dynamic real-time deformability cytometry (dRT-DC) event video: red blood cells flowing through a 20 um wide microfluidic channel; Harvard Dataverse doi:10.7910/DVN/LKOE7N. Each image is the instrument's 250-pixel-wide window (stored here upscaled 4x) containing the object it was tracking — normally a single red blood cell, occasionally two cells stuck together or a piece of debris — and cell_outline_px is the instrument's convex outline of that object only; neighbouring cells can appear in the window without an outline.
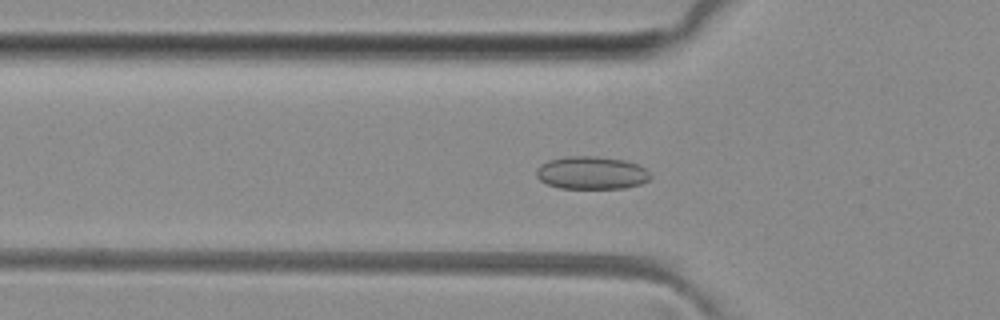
{"species": "common noctule bat (a hibernating species)", "species_latin": "Nyctalus noctula", "temperature_condition": "room temperature", "stored_images_in_passage": 51, "camera_frame_rate_fps": 3000, "um_per_image_px": 0.085, "animal": {"sex": "female", "body_mass_g": 29.2, "forearm_length_mm": 56.3}, "frame": {"image": 1, "passage_image": 17, "time_ms": 5.333, "image_size_px": [1000, 320], "cell_outline_px": [[652, 176], [648, 180], [640, 184], [624, 188], [560, 188], [548, 184], [540, 180], [536, 176], [536, 168], [540, 164], [548, 160], [568, 156], [596, 156], [624, 160], [636, 164], [644, 168]], "centroid_in_image_um": [50.25, 14.69], "position_along_channel_um": 75.5, "area_um2": 21.79}}
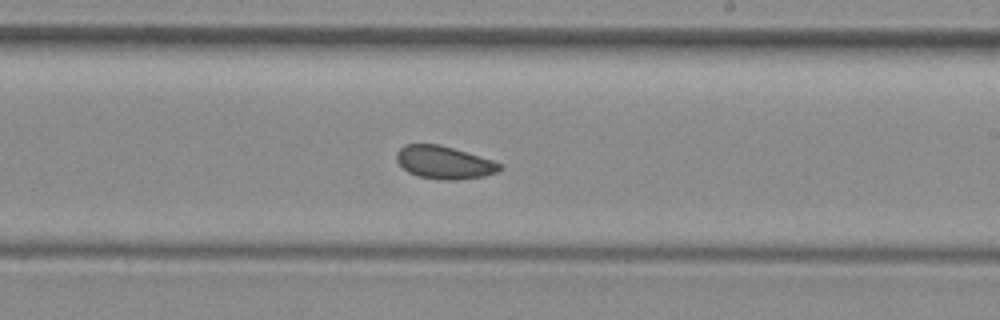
{"frame": {"image": 2, "passage_image": 30, "time_ms": 9.667, "image_size_px": [1000, 320], "cell_outline_px": [[500, 168], [496, 172], [484, 176], [460, 180], [444, 180], [416, 176], [408, 172], [396, 160], [396, 152], [404, 144], [440, 144], [492, 160], [500, 164]], "centroid_in_image_um": [37.71, 13.81], "position_along_channel_um": 251.3, "area_um2": 19.65}}
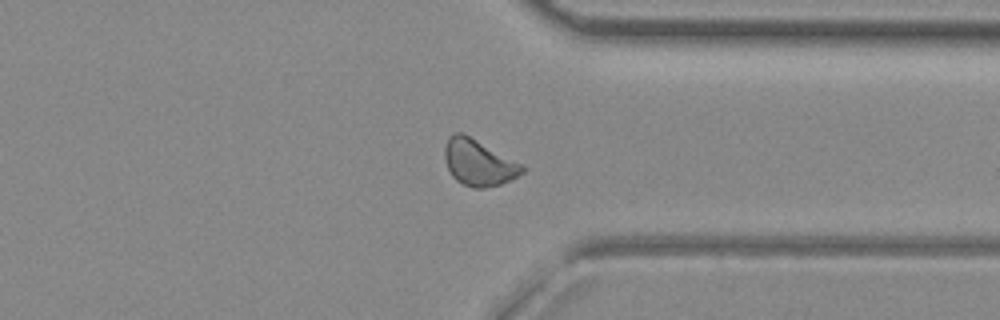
{"frame": {"image": 3, "passage_image": 39, "time_ms": 12.667, "image_size_px": [1000, 320], "cell_outline_px": [[524, 172], [500, 184], [484, 188], [472, 188], [456, 180], [452, 176], [448, 168], [444, 156], [444, 148], [448, 136], [456, 132], [460, 132], [524, 164]], "centroid_in_image_um": [40.67, 13.82], "position_along_channel_um": 370.7, "area_um2": 20.63}, "authors_computed_cell_mechanics": {"area_um2": 20.2878, "velocity_mm_per_s": 4.0523, "shape_relaxation_time_tau1_ms": null, "shape_relaxation_time_tau2_ms": 2.184, "deformation_change_tau1": null, "deformation_change_tau2": 0.0681}}